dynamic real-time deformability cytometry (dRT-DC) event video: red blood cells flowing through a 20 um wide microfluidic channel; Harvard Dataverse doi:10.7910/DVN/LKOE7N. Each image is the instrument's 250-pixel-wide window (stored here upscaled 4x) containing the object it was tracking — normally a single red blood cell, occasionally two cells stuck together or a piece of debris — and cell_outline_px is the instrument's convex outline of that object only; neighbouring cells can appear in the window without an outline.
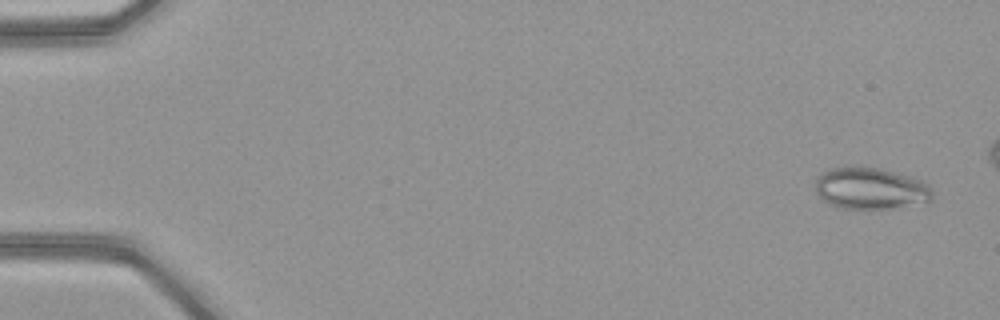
{"species": "common noctule bat (a hibernating species)", "species_latin": "Nyctalus noctula", "temperature_condition": "warm", "stored_images_in_passage": 13, "camera_frame_rate_fps": 3000, "um_per_image_px": 0.085, "animal": {"sex": "female", "body_mass_g": 21.9}, "frame": {"image": 1, "passage_image": 3, "time_ms": 0.667, "image_size_px": [1000, 320], "cell_outline_px": [[932, 200], [928, 204], [892, 208], [840, 208], [824, 200], [816, 192], [816, 176], [820, 172], [828, 168], [880, 168], [912, 176], [924, 180], [932, 188]], "centroid_in_image_um": [74.08, 16.02], "position_along_channel_um": 10.9, "area_um2": 28.67}}